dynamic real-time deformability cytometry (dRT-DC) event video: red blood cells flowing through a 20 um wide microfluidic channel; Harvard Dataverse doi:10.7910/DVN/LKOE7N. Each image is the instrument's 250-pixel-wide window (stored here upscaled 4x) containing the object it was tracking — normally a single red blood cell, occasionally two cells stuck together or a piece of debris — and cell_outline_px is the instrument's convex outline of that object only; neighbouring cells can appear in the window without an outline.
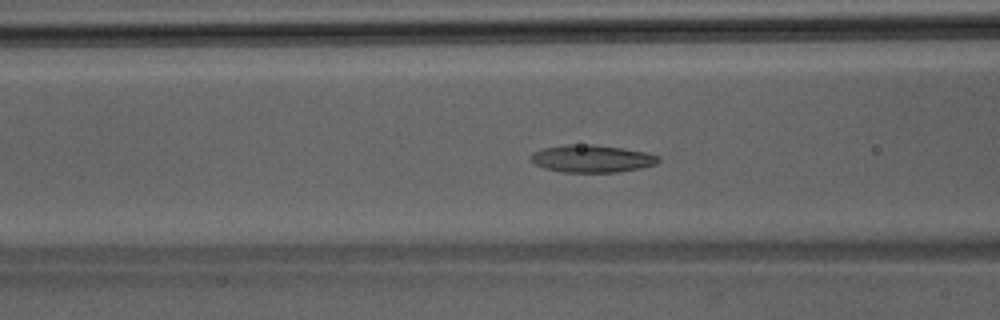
{"species": "Egyptian fruit bat (a non-hibernating species)", "species_latin": "Rousettus aegyptiacus", "temperature_condition": "room temperature", "stored_images_in_passage": 45, "segment_of_instrument_passage": [1, 2], "camera_frame_rate_fps": 3000, "um_per_image_px": 0.085, "animal": {"sex": "male"}, "frame": {"image": 1, "passage_image": 16, "time_ms": 5.0, "image_size_px": [1000, 320], "cell_outline_px": [[660, 160], [656, 164], [640, 168], [616, 172], [564, 172], [544, 168], [536, 164], [528, 156], [532, 152], [544, 148], [564, 144], [596, 144], [624, 148], [644, 152], [660, 156]], "centroid_in_image_um": [50.3, 13.47], "position_along_channel_um": 116.3, "area_um2": 20.52}}
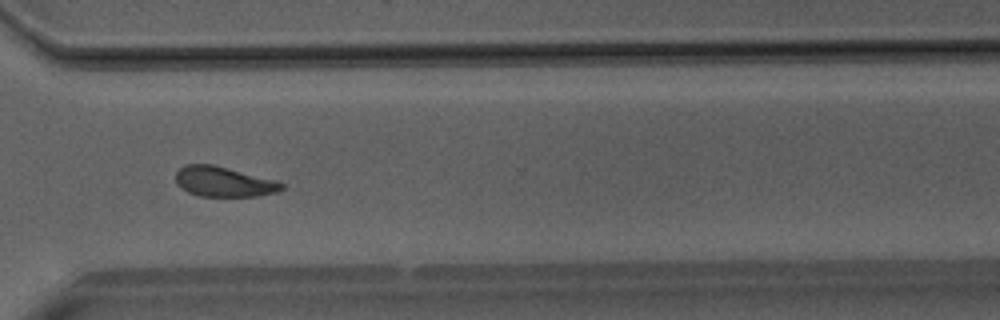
{"frame": {"image": 2, "passage_image": 32, "time_ms": 10.333, "image_size_px": [1000, 320], "cell_outline_px": [[284, 188], [276, 192], [256, 196], [200, 196], [188, 192], [180, 188], [176, 184], [176, 172], [184, 164], [212, 164], [280, 180], [284, 184]], "centroid_in_image_um": [19.04, 15.43], "position_along_channel_um": 351.6, "area_um2": 18.84}}
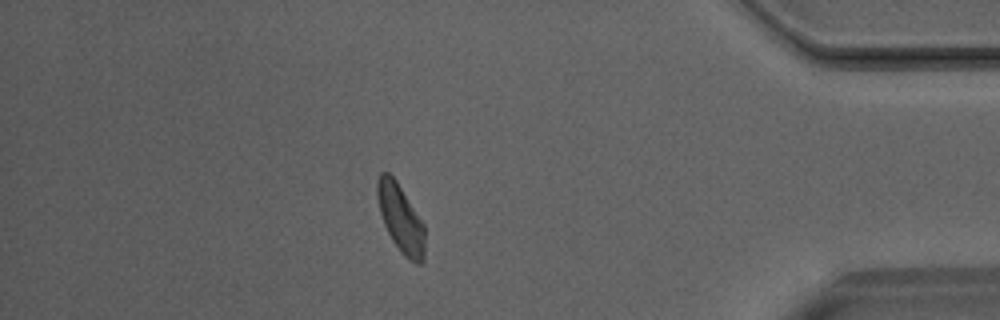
{"frame": {"image": 3, "passage_image": 38, "time_ms": 12.333, "image_size_px": [1000, 320], "cell_outline_px": [[424, 260], [420, 264], [416, 264], [408, 260], [400, 252], [392, 240], [384, 224], [380, 212], [376, 192], [376, 180], [380, 172], [388, 172], [396, 180], [424, 224]], "centroid_in_image_um": [34.04, 18.58], "position_along_channel_um": 401.2, "area_um2": 18.84}}